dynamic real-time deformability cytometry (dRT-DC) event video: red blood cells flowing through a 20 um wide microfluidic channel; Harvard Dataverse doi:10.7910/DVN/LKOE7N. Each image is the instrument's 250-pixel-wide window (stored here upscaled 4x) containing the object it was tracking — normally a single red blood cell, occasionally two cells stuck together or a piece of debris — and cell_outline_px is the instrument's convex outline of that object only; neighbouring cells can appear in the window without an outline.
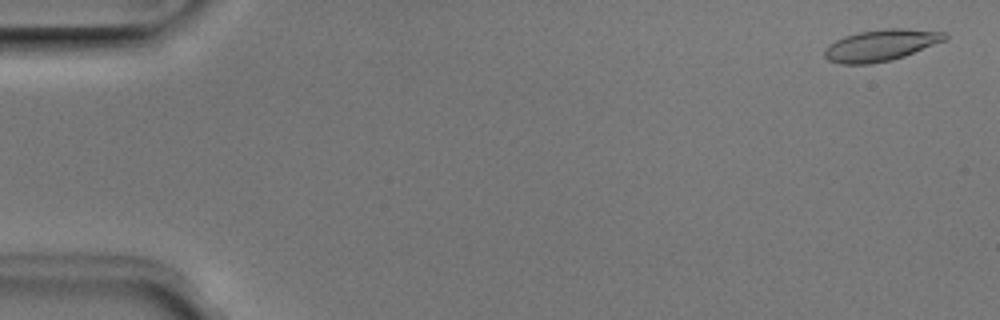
{"species": "Egyptian fruit bat (a non-hibernating species)", "species_latin": "Rousettus aegyptiacus", "temperature_condition": "room temperature", "stored_images_in_passage": 8, "camera_frame_rate_fps": 3000, "um_per_image_px": 0.085, "animal": {"sex": "male"}, "frame": {"image": 1, "passage_image": 2, "time_ms": 0.333, "image_size_px": [1000, 320], "cell_outline_px": [[948, 36], [944, 40], [904, 56], [888, 60], [868, 64], [840, 64], [828, 60], [824, 56], [824, 52], [828, 44], [844, 36], [860, 32], [884, 28], [908, 28], [944, 32]], "centroid_in_image_um": [74.84, 3.84], "position_along_channel_um": 10.2, "area_um2": 21.85}}